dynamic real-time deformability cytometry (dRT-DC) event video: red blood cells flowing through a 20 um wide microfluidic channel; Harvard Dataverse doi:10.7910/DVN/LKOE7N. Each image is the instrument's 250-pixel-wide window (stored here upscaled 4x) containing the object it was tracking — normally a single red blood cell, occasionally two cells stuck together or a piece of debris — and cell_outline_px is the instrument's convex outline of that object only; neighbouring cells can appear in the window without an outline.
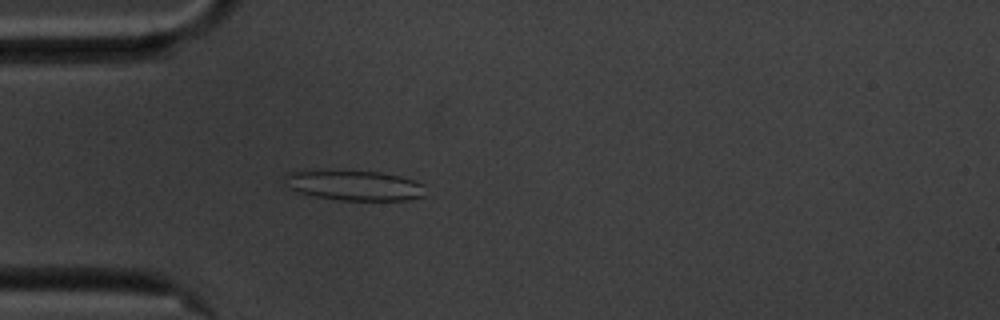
{"species": "common noctule bat (a hibernating species)", "species_latin": "Nyctalus noctula", "temperature_condition": "cold", "stored_images_in_passage": 56, "camera_frame_rate_fps": 3000, "um_per_image_px": 0.085, "animal": {"sex": "male", "body_mass_g": 20.1, "forearm_length_mm": 53.5}, "frame": {"image": 1, "passage_image": 15, "time_ms": 4.667, "image_size_px": [1000, 320], "cell_outline_px": [[424, 196], [408, 200], [340, 200], [316, 196], [300, 192], [288, 188], [288, 172], [380, 172], [400, 176], [424, 184]], "centroid_in_image_um": [30.24, 15.79], "position_along_channel_um": 54.8, "area_um2": 23.7}}
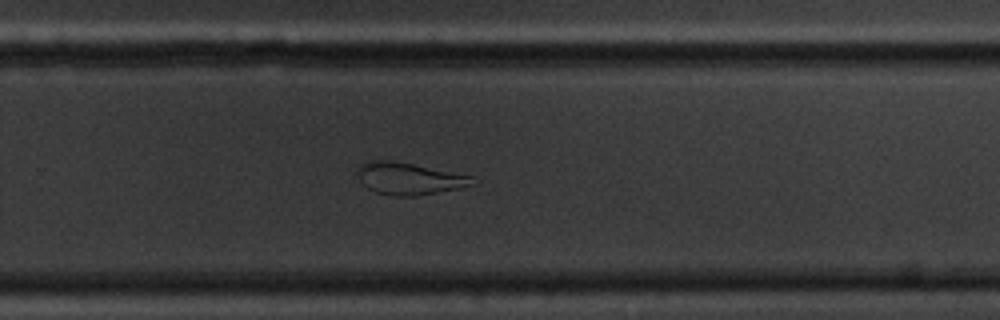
{"frame": {"image": 2, "passage_image": 36, "time_ms": 11.667, "image_size_px": [1000, 320], "cell_outline_px": [[476, 184], [460, 188], [416, 196], [392, 196], [376, 192], [368, 188], [360, 180], [356, 172], [360, 164], [368, 160], [392, 160], [472, 176]], "centroid_in_image_um": [34.75, 15.18], "position_along_channel_um": 295.1, "area_um2": 21.39}}
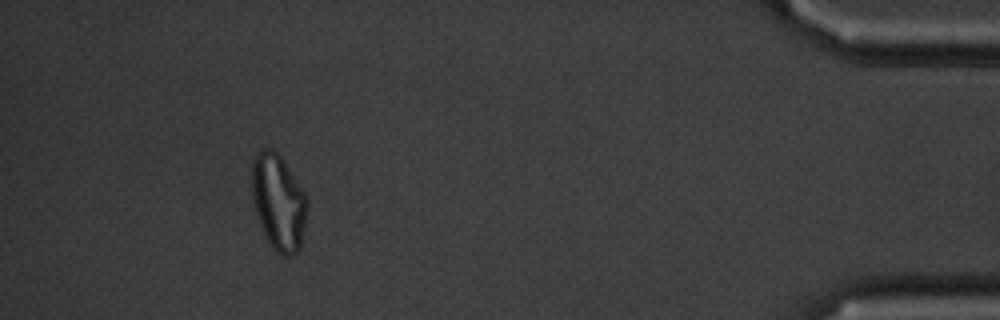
{"frame": {"image": 3, "passage_image": 51, "time_ms": 16.667, "image_size_px": [1000, 320], "cell_outline_px": [[308, 204], [304, 228], [300, 248], [292, 256], [284, 256], [276, 252], [272, 248], [264, 236], [252, 204], [252, 160], [264, 148], [272, 148], [280, 156], [304, 192], [308, 200]], "centroid_in_image_um": [23.66, 17.23], "position_along_channel_um": 411.5, "area_um2": 30.92}, "authors_computed_cell_mechanics": {"area_um2": 27.2816, "velocity_mm_per_s": 3.5181, "shape_relaxation_time_tau1_ms": null, "shape_relaxation_time_tau2_ms": 2.7016, "deformation_change_tau1": null, "deformation_change_tau2": 0.1246}}